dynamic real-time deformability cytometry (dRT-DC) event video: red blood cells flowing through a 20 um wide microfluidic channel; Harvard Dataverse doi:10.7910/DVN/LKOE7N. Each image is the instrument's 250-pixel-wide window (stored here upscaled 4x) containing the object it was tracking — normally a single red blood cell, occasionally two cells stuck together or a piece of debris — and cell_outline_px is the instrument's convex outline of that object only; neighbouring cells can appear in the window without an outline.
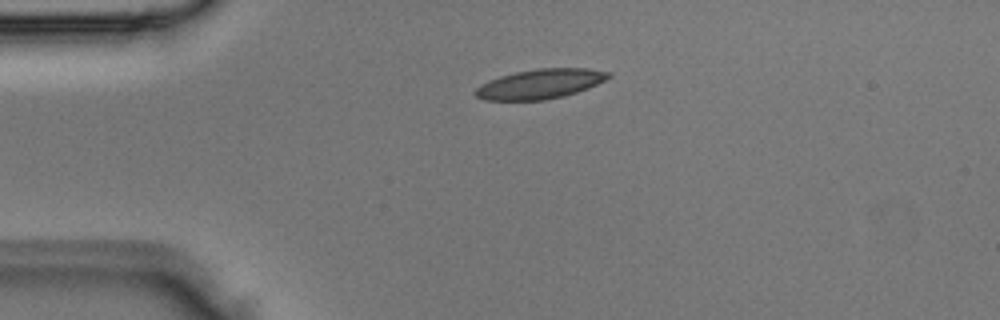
{"species": "Egyptian fruit bat (a non-hibernating species)", "species_latin": "Rousettus aegyptiacus", "temperature_condition": "room temperature", "stored_images_in_passage": 2, "camera_frame_rate_fps": 3000, "um_per_image_px": 0.085, "animal": {"sex": "male"}, "frame": {"image": 1, "passage_image": 1, "time_ms": 0.0, "image_size_px": [1000, 320], "cell_outline_px": [[612, 76], [588, 88], [564, 96], [544, 100], [484, 100], [476, 96], [472, 92], [480, 84], [488, 80], [500, 76], [516, 72], [536, 68], [588, 68], [612, 72]], "centroid_in_image_um": [45.9, 7.13], "position_along_channel_um": 39.1, "area_um2": 23.12}}